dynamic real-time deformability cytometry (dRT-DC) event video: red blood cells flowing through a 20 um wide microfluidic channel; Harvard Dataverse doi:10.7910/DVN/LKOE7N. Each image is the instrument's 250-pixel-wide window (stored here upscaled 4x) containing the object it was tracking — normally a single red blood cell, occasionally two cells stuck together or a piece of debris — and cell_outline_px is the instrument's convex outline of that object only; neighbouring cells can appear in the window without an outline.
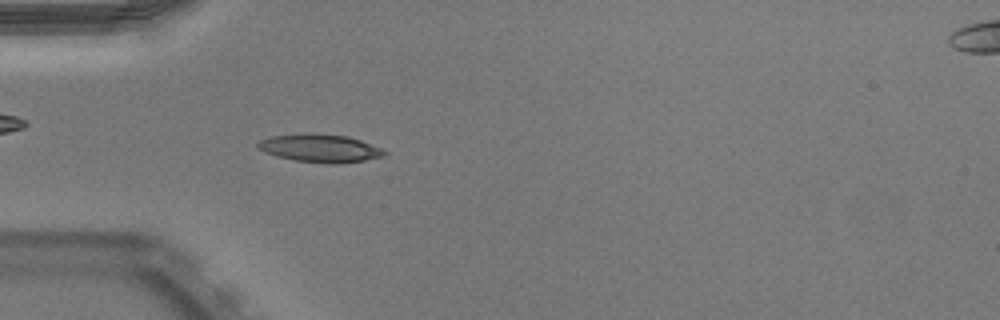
{"species": "Egyptian fruit bat (a non-hibernating species)", "species_latin": "Rousettus aegyptiacus", "temperature_condition": "warm", "stored_images_in_passage": 50, "camera_frame_rate_fps": 3000, "um_per_image_px": 0.085, "animal": {"sex": "male"}, "frame": {"image": 1, "passage_image": 15, "time_ms": 4.667, "image_size_px": [1000, 320], "cell_outline_px": [[388, 152], [384, 156], [364, 160], [336, 164], [328, 164], [296, 160], [276, 156], [264, 152], [256, 148], [256, 144], [260, 140], [272, 136], [300, 132], [312, 132], [348, 136], [360, 140], [380, 148]], "centroid_in_image_um": [27.16, 12.58], "position_along_channel_um": 57.8, "area_um2": 20.92}, "authors_computed_cell_mechanics": {"area_um2": 19.4786, "velocity_mm_per_s": 3.9627, "shape_relaxation_time_tau1_ms": 6.9771, "shape_relaxation_time_tau2_ms": 1.0511, "deformation_change_tau1": 0.218, "deformation_change_tau2": 0.0591}}